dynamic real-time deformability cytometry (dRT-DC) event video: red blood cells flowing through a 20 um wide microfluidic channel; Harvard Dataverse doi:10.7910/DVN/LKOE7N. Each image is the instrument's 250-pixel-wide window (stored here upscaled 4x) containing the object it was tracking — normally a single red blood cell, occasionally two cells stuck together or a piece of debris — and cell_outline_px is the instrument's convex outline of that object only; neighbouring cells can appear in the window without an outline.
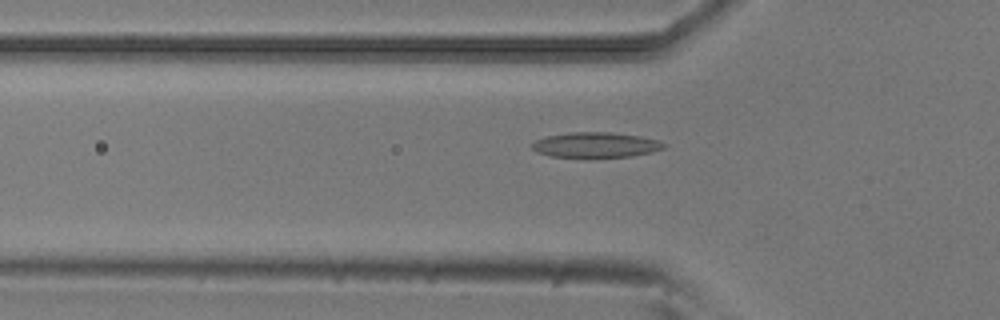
{"species": "common noctule bat (a hibernating species)", "species_latin": "Nyctalus noctula", "temperature_condition": "room temperature", "stored_images_in_passage": 53, "camera_frame_rate_fps": 3000, "um_per_image_px": 0.085, "animal": {"sex": "male", "body_mass_g": 20.5, "forearm_length_mm": 52.5}, "frame": {"image": 1, "passage_image": 17, "time_ms": 5.333, "image_size_px": [1000, 320], "cell_outline_px": [[668, 144], [664, 148], [652, 152], [632, 156], [584, 160], [552, 156], [536, 152], [532, 148], [532, 144], [536, 140], [548, 136], [572, 132], [608, 132], [640, 136], [660, 140]], "centroid_in_image_um": [50.66, 12.36], "position_along_channel_um": 75.1, "area_um2": 20.17}}
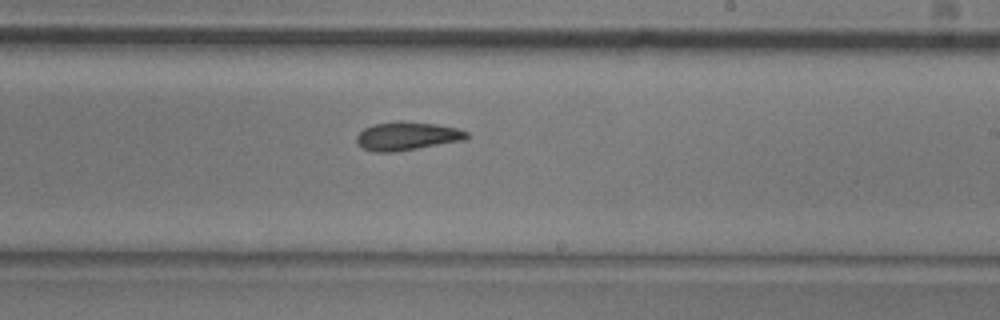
{"frame": {"image": 2, "passage_image": 31, "time_ms": 10.0, "image_size_px": [1000, 320], "cell_outline_px": [[468, 136], [464, 140], [392, 152], [372, 152], [364, 148], [356, 140], [356, 136], [364, 128], [372, 124], [396, 120], [400, 120], [436, 124], [456, 128], [468, 132]], "centroid_in_image_um": [34.56, 11.54], "position_along_channel_um": 254.4, "area_um2": 18.15}}
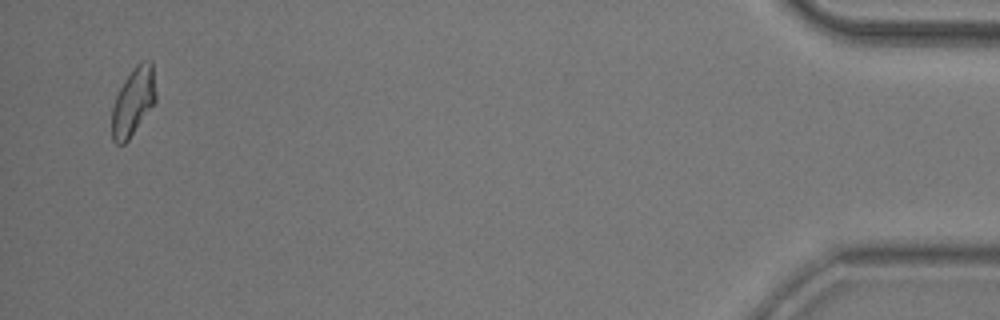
{"frame": {"image": 3, "passage_image": 51, "time_ms": 16.667, "image_size_px": [1000, 320], "cell_outline_px": [[156, 100], [128, 140], [124, 144], [116, 144], [112, 140], [112, 108], [116, 96], [124, 80], [136, 64], [140, 60], [152, 60], [156, 92]], "centroid_in_image_um": [11.33, 8.6], "position_along_channel_um": 423.9, "area_um2": 17.34}}